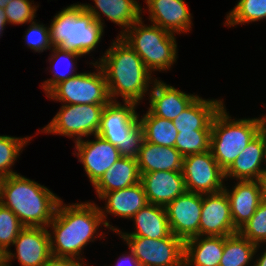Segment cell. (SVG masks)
<instances>
[{
	"instance_id": "obj_1",
	"label": "cell",
	"mask_w": 266,
	"mask_h": 266,
	"mask_svg": "<svg viewBox=\"0 0 266 266\" xmlns=\"http://www.w3.org/2000/svg\"><path fill=\"white\" fill-rule=\"evenodd\" d=\"M104 212V209L91 202L63 205L60 200L54 217L47 226L53 230L55 239L49 231L52 257L82 260L80 252L93 240L100 224L118 232L119 229L113 228L104 220L107 217Z\"/></svg>"
},
{
	"instance_id": "obj_2",
	"label": "cell",
	"mask_w": 266,
	"mask_h": 266,
	"mask_svg": "<svg viewBox=\"0 0 266 266\" xmlns=\"http://www.w3.org/2000/svg\"><path fill=\"white\" fill-rule=\"evenodd\" d=\"M98 65L104 72L112 102L121 96L124 102L138 104L148 91L151 72L142 59L119 36L101 57Z\"/></svg>"
},
{
	"instance_id": "obj_3",
	"label": "cell",
	"mask_w": 266,
	"mask_h": 266,
	"mask_svg": "<svg viewBox=\"0 0 266 266\" xmlns=\"http://www.w3.org/2000/svg\"><path fill=\"white\" fill-rule=\"evenodd\" d=\"M60 200L44 185L14 174L4 179L0 203L9 208L25 227H47Z\"/></svg>"
},
{
	"instance_id": "obj_4",
	"label": "cell",
	"mask_w": 266,
	"mask_h": 266,
	"mask_svg": "<svg viewBox=\"0 0 266 266\" xmlns=\"http://www.w3.org/2000/svg\"><path fill=\"white\" fill-rule=\"evenodd\" d=\"M103 30L82 4H73L54 16L49 27L50 43L83 56L96 48Z\"/></svg>"
},
{
	"instance_id": "obj_5",
	"label": "cell",
	"mask_w": 266,
	"mask_h": 266,
	"mask_svg": "<svg viewBox=\"0 0 266 266\" xmlns=\"http://www.w3.org/2000/svg\"><path fill=\"white\" fill-rule=\"evenodd\" d=\"M224 106L211 124L210 150L226 171L245 147L262 131L261 118L231 120Z\"/></svg>"
},
{
	"instance_id": "obj_6",
	"label": "cell",
	"mask_w": 266,
	"mask_h": 266,
	"mask_svg": "<svg viewBox=\"0 0 266 266\" xmlns=\"http://www.w3.org/2000/svg\"><path fill=\"white\" fill-rule=\"evenodd\" d=\"M119 35L137 53L150 72L167 70L176 61L177 44L174 33L153 24L145 26L142 18Z\"/></svg>"
},
{
	"instance_id": "obj_7",
	"label": "cell",
	"mask_w": 266,
	"mask_h": 266,
	"mask_svg": "<svg viewBox=\"0 0 266 266\" xmlns=\"http://www.w3.org/2000/svg\"><path fill=\"white\" fill-rule=\"evenodd\" d=\"M136 103L124 102V105L110 102L101 116L98 136L107 140L120 150L121 156L137 158L144 141L139 115L135 111Z\"/></svg>"
},
{
	"instance_id": "obj_8",
	"label": "cell",
	"mask_w": 266,
	"mask_h": 266,
	"mask_svg": "<svg viewBox=\"0 0 266 266\" xmlns=\"http://www.w3.org/2000/svg\"><path fill=\"white\" fill-rule=\"evenodd\" d=\"M92 64L98 69L96 73H78V75L55 85L46 94L47 97L72 105H108L111 99L104 72L97 61Z\"/></svg>"
},
{
	"instance_id": "obj_9",
	"label": "cell",
	"mask_w": 266,
	"mask_h": 266,
	"mask_svg": "<svg viewBox=\"0 0 266 266\" xmlns=\"http://www.w3.org/2000/svg\"><path fill=\"white\" fill-rule=\"evenodd\" d=\"M106 105L99 104H65L53 117L52 121L42 129L44 133L61 134L70 137L97 135L103 109Z\"/></svg>"
},
{
	"instance_id": "obj_10",
	"label": "cell",
	"mask_w": 266,
	"mask_h": 266,
	"mask_svg": "<svg viewBox=\"0 0 266 266\" xmlns=\"http://www.w3.org/2000/svg\"><path fill=\"white\" fill-rule=\"evenodd\" d=\"M142 266H184V241L172 233L165 238L122 237Z\"/></svg>"
},
{
	"instance_id": "obj_11",
	"label": "cell",
	"mask_w": 266,
	"mask_h": 266,
	"mask_svg": "<svg viewBox=\"0 0 266 266\" xmlns=\"http://www.w3.org/2000/svg\"><path fill=\"white\" fill-rule=\"evenodd\" d=\"M186 191L213 194L223 191L225 171L213 157L211 150L185 156L181 168Z\"/></svg>"
},
{
	"instance_id": "obj_12",
	"label": "cell",
	"mask_w": 266,
	"mask_h": 266,
	"mask_svg": "<svg viewBox=\"0 0 266 266\" xmlns=\"http://www.w3.org/2000/svg\"><path fill=\"white\" fill-rule=\"evenodd\" d=\"M203 194L185 191L165 206L171 233L183 241L199 236Z\"/></svg>"
},
{
	"instance_id": "obj_13",
	"label": "cell",
	"mask_w": 266,
	"mask_h": 266,
	"mask_svg": "<svg viewBox=\"0 0 266 266\" xmlns=\"http://www.w3.org/2000/svg\"><path fill=\"white\" fill-rule=\"evenodd\" d=\"M13 245L16 246L17 254L8 251L3 256L2 266H10L15 255L21 266H42L52 257L50 234L46 227H24Z\"/></svg>"
},
{
	"instance_id": "obj_14",
	"label": "cell",
	"mask_w": 266,
	"mask_h": 266,
	"mask_svg": "<svg viewBox=\"0 0 266 266\" xmlns=\"http://www.w3.org/2000/svg\"><path fill=\"white\" fill-rule=\"evenodd\" d=\"M206 196V197H205ZM224 191L203 194L199 236H230L237 233Z\"/></svg>"
},
{
	"instance_id": "obj_15",
	"label": "cell",
	"mask_w": 266,
	"mask_h": 266,
	"mask_svg": "<svg viewBox=\"0 0 266 266\" xmlns=\"http://www.w3.org/2000/svg\"><path fill=\"white\" fill-rule=\"evenodd\" d=\"M95 141H75L79 161L83 164L84 170L94 185L101 176L121 158L120 150L113 144L95 135Z\"/></svg>"
},
{
	"instance_id": "obj_16",
	"label": "cell",
	"mask_w": 266,
	"mask_h": 266,
	"mask_svg": "<svg viewBox=\"0 0 266 266\" xmlns=\"http://www.w3.org/2000/svg\"><path fill=\"white\" fill-rule=\"evenodd\" d=\"M148 204L166 206L186 191L184 177L176 171H154L141 174Z\"/></svg>"
},
{
	"instance_id": "obj_17",
	"label": "cell",
	"mask_w": 266,
	"mask_h": 266,
	"mask_svg": "<svg viewBox=\"0 0 266 266\" xmlns=\"http://www.w3.org/2000/svg\"><path fill=\"white\" fill-rule=\"evenodd\" d=\"M223 191L229 200L234 227L239 230L254 215L263 200L261 181H239L230 192L226 186Z\"/></svg>"
},
{
	"instance_id": "obj_18",
	"label": "cell",
	"mask_w": 266,
	"mask_h": 266,
	"mask_svg": "<svg viewBox=\"0 0 266 266\" xmlns=\"http://www.w3.org/2000/svg\"><path fill=\"white\" fill-rule=\"evenodd\" d=\"M151 22L171 33L189 32L191 14L184 0H146Z\"/></svg>"
},
{
	"instance_id": "obj_19",
	"label": "cell",
	"mask_w": 266,
	"mask_h": 266,
	"mask_svg": "<svg viewBox=\"0 0 266 266\" xmlns=\"http://www.w3.org/2000/svg\"><path fill=\"white\" fill-rule=\"evenodd\" d=\"M153 81L148 109L154 116L173 121L198 97L186 94L162 81L156 79Z\"/></svg>"
},
{
	"instance_id": "obj_20",
	"label": "cell",
	"mask_w": 266,
	"mask_h": 266,
	"mask_svg": "<svg viewBox=\"0 0 266 266\" xmlns=\"http://www.w3.org/2000/svg\"><path fill=\"white\" fill-rule=\"evenodd\" d=\"M265 143L266 134L261 131L225 171V178L235 177L239 181L261 180L264 177L261 166L265 161Z\"/></svg>"
},
{
	"instance_id": "obj_21",
	"label": "cell",
	"mask_w": 266,
	"mask_h": 266,
	"mask_svg": "<svg viewBox=\"0 0 266 266\" xmlns=\"http://www.w3.org/2000/svg\"><path fill=\"white\" fill-rule=\"evenodd\" d=\"M183 158L175 147H163L144 140L136 159L141 175L154 171L181 172Z\"/></svg>"
},
{
	"instance_id": "obj_22",
	"label": "cell",
	"mask_w": 266,
	"mask_h": 266,
	"mask_svg": "<svg viewBox=\"0 0 266 266\" xmlns=\"http://www.w3.org/2000/svg\"><path fill=\"white\" fill-rule=\"evenodd\" d=\"M95 6L99 9L94 8V6L82 4L84 9L90 13L94 19L104 26L102 23L101 14H104L107 19L112 22L122 26L126 32L132 25L139 21L142 17L141 7L139 6L137 0H93Z\"/></svg>"
},
{
	"instance_id": "obj_23",
	"label": "cell",
	"mask_w": 266,
	"mask_h": 266,
	"mask_svg": "<svg viewBox=\"0 0 266 266\" xmlns=\"http://www.w3.org/2000/svg\"><path fill=\"white\" fill-rule=\"evenodd\" d=\"M224 236H195L184 241V266H219Z\"/></svg>"
},
{
	"instance_id": "obj_24",
	"label": "cell",
	"mask_w": 266,
	"mask_h": 266,
	"mask_svg": "<svg viewBox=\"0 0 266 266\" xmlns=\"http://www.w3.org/2000/svg\"><path fill=\"white\" fill-rule=\"evenodd\" d=\"M131 219L135 221V232L123 233L119 230L117 233L121 237H146L156 240L168 237L171 234L164 206L147 204Z\"/></svg>"
},
{
	"instance_id": "obj_25",
	"label": "cell",
	"mask_w": 266,
	"mask_h": 266,
	"mask_svg": "<svg viewBox=\"0 0 266 266\" xmlns=\"http://www.w3.org/2000/svg\"><path fill=\"white\" fill-rule=\"evenodd\" d=\"M140 178L137 159L122 156L93 186L99 198L103 193L136 185L140 182Z\"/></svg>"
},
{
	"instance_id": "obj_26",
	"label": "cell",
	"mask_w": 266,
	"mask_h": 266,
	"mask_svg": "<svg viewBox=\"0 0 266 266\" xmlns=\"http://www.w3.org/2000/svg\"><path fill=\"white\" fill-rule=\"evenodd\" d=\"M223 105L221 100H204L198 96L172 122L178 132L211 130L212 119Z\"/></svg>"
},
{
	"instance_id": "obj_27",
	"label": "cell",
	"mask_w": 266,
	"mask_h": 266,
	"mask_svg": "<svg viewBox=\"0 0 266 266\" xmlns=\"http://www.w3.org/2000/svg\"><path fill=\"white\" fill-rule=\"evenodd\" d=\"M99 199L107 200L106 213L128 219L148 204L141 182L124 189L103 193Z\"/></svg>"
},
{
	"instance_id": "obj_28",
	"label": "cell",
	"mask_w": 266,
	"mask_h": 266,
	"mask_svg": "<svg viewBox=\"0 0 266 266\" xmlns=\"http://www.w3.org/2000/svg\"><path fill=\"white\" fill-rule=\"evenodd\" d=\"M139 122L145 141L163 147H175L178 131L171 120L154 116L148 110Z\"/></svg>"
},
{
	"instance_id": "obj_29",
	"label": "cell",
	"mask_w": 266,
	"mask_h": 266,
	"mask_svg": "<svg viewBox=\"0 0 266 266\" xmlns=\"http://www.w3.org/2000/svg\"><path fill=\"white\" fill-rule=\"evenodd\" d=\"M258 246L239 232L224 237L223 255L219 266H246L257 252Z\"/></svg>"
},
{
	"instance_id": "obj_30",
	"label": "cell",
	"mask_w": 266,
	"mask_h": 266,
	"mask_svg": "<svg viewBox=\"0 0 266 266\" xmlns=\"http://www.w3.org/2000/svg\"><path fill=\"white\" fill-rule=\"evenodd\" d=\"M266 18V0H239L227 15L225 25L234 26Z\"/></svg>"
},
{
	"instance_id": "obj_31",
	"label": "cell",
	"mask_w": 266,
	"mask_h": 266,
	"mask_svg": "<svg viewBox=\"0 0 266 266\" xmlns=\"http://www.w3.org/2000/svg\"><path fill=\"white\" fill-rule=\"evenodd\" d=\"M211 130L178 132L175 148L183 157L210 150Z\"/></svg>"
},
{
	"instance_id": "obj_32",
	"label": "cell",
	"mask_w": 266,
	"mask_h": 266,
	"mask_svg": "<svg viewBox=\"0 0 266 266\" xmlns=\"http://www.w3.org/2000/svg\"><path fill=\"white\" fill-rule=\"evenodd\" d=\"M52 52H54L52 55H51V58H49L50 60V64H51V60L53 61V68H55V71L53 70V78L51 79H48L46 80L43 84H42V87L45 91V93L47 94L55 85H57L58 83L64 81V80H67L68 78H71V77H74L76 75H78L76 72L74 74V64L73 63H76V62H73L74 59L77 57H81L82 55L81 54H77L75 52H71V51H67V50H63L61 49L60 47H53L52 48ZM55 60V62H54ZM62 60V61H61ZM65 62L67 61V66L66 68L69 69L68 72L66 73H62L60 70L58 72V68L60 69V66H61V62ZM73 60V61H72ZM60 64V66L58 67V65ZM55 64V65H54ZM66 64V63H65ZM55 66V67H54ZM64 66V65H63ZM64 66V67H65ZM57 67V68H56ZM65 68V69H66ZM63 69V68H62ZM66 69V70H67ZM73 73V74H72Z\"/></svg>"
},
{
	"instance_id": "obj_33",
	"label": "cell",
	"mask_w": 266,
	"mask_h": 266,
	"mask_svg": "<svg viewBox=\"0 0 266 266\" xmlns=\"http://www.w3.org/2000/svg\"><path fill=\"white\" fill-rule=\"evenodd\" d=\"M25 226L18 217L0 203V255L3 257Z\"/></svg>"
},
{
	"instance_id": "obj_34",
	"label": "cell",
	"mask_w": 266,
	"mask_h": 266,
	"mask_svg": "<svg viewBox=\"0 0 266 266\" xmlns=\"http://www.w3.org/2000/svg\"><path fill=\"white\" fill-rule=\"evenodd\" d=\"M31 138H17L7 135H0V173L5 177L17 174L10 168L14 165L19 152Z\"/></svg>"
},
{
	"instance_id": "obj_35",
	"label": "cell",
	"mask_w": 266,
	"mask_h": 266,
	"mask_svg": "<svg viewBox=\"0 0 266 266\" xmlns=\"http://www.w3.org/2000/svg\"><path fill=\"white\" fill-rule=\"evenodd\" d=\"M238 232L253 244L266 242V202L261 201L254 215Z\"/></svg>"
},
{
	"instance_id": "obj_36",
	"label": "cell",
	"mask_w": 266,
	"mask_h": 266,
	"mask_svg": "<svg viewBox=\"0 0 266 266\" xmlns=\"http://www.w3.org/2000/svg\"><path fill=\"white\" fill-rule=\"evenodd\" d=\"M36 10L37 6H32L29 0H12L6 5L4 13L8 23L22 25L33 21Z\"/></svg>"
},
{
	"instance_id": "obj_37",
	"label": "cell",
	"mask_w": 266,
	"mask_h": 266,
	"mask_svg": "<svg viewBox=\"0 0 266 266\" xmlns=\"http://www.w3.org/2000/svg\"><path fill=\"white\" fill-rule=\"evenodd\" d=\"M26 44L35 52H43L47 48L51 50L49 28L44 25L31 22L25 35Z\"/></svg>"
},
{
	"instance_id": "obj_38",
	"label": "cell",
	"mask_w": 266,
	"mask_h": 266,
	"mask_svg": "<svg viewBox=\"0 0 266 266\" xmlns=\"http://www.w3.org/2000/svg\"><path fill=\"white\" fill-rule=\"evenodd\" d=\"M79 262L77 259L51 257L42 266H83L84 263Z\"/></svg>"
},
{
	"instance_id": "obj_39",
	"label": "cell",
	"mask_w": 266,
	"mask_h": 266,
	"mask_svg": "<svg viewBox=\"0 0 266 266\" xmlns=\"http://www.w3.org/2000/svg\"><path fill=\"white\" fill-rule=\"evenodd\" d=\"M129 252L130 254L128 256L122 255V258H119L118 264H116V266H126L127 263L130 264L129 266H142L133 255V252L131 250Z\"/></svg>"
},
{
	"instance_id": "obj_40",
	"label": "cell",
	"mask_w": 266,
	"mask_h": 266,
	"mask_svg": "<svg viewBox=\"0 0 266 266\" xmlns=\"http://www.w3.org/2000/svg\"><path fill=\"white\" fill-rule=\"evenodd\" d=\"M4 12V9L0 8V35L2 33V30H4V26L8 23L7 17Z\"/></svg>"
},
{
	"instance_id": "obj_41",
	"label": "cell",
	"mask_w": 266,
	"mask_h": 266,
	"mask_svg": "<svg viewBox=\"0 0 266 266\" xmlns=\"http://www.w3.org/2000/svg\"><path fill=\"white\" fill-rule=\"evenodd\" d=\"M257 260H256V262L254 263L253 266H266V250L261 255V257H259Z\"/></svg>"
},
{
	"instance_id": "obj_42",
	"label": "cell",
	"mask_w": 266,
	"mask_h": 266,
	"mask_svg": "<svg viewBox=\"0 0 266 266\" xmlns=\"http://www.w3.org/2000/svg\"><path fill=\"white\" fill-rule=\"evenodd\" d=\"M260 181L262 184L263 201L266 202V176H264Z\"/></svg>"
},
{
	"instance_id": "obj_43",
	"label": "cell",
	"mask_w": 266,
	"mask_h": 266,
	"mask_svg": "<svg viewBox=\"0 0 266 266\" xmlns=\"http://www.w3.org/2000/svg\"><path fill=\"white\" fill-rule=\"evenodd\" d=\"M261 122H262V131L266 134V116H263L261 118Z\"/></svg>"
},
{
	"instance_id": "obj_44",
	"label": "cell",
	"mask_w": 266,
	"mask_h": 266,
	"mask_svg": "<svg viewBox=\"0 0 266 266\" xmlns=\"http://www.w3.org/2000/svg\"><path fill=\"white\" fill-rule=\"evenodd\" d=\"M4 179H5V176L0 173V198H1Z\"/></svg>"
},
{
	"instance_id": "obj_45",
	"label": "cell",
	"mask_w": 266,
	"mask_h": 266,
	"mask_svg": "<svg viewBox=\"0 0 266 266\" xmlns=\"http://www.w3.org/2000/svg\"><path fill=\"white\" fill-rule=\"evenodd\" d=\"M12 0H0V8L5 9L6 5Z\"/></svg>"
},
{
	"instance_id": "obj_46",
	"label": "cell",
	"mask_w": 266,
	"mask_h": 266,
	"mask_svg": "<svg viewBox=\"0 0 266 266\" xmlns=\"http://www.w3.org/2000/svg\"><path fill=\"white\" fill-rule=\"evenodd\" d=\"M265 163H266V143H265V161H264ZM264 169V176H266V168H263Z\"/></svg>"
},
{
	"instance_id": "obj_47",
	"label": "cell",
	"mask_w": 266,
	"mask_h": 266,
	"mask_svg": "<svg viewBox=\"0 0 266 266\" xmlns=\"http://www.w3.org/2000/svg\"><path fill=\"white\" fill-rule=\"evenodd\" d=\"M3 265V257L0 255V266Z\"/></svg>"
}]
</instances>
